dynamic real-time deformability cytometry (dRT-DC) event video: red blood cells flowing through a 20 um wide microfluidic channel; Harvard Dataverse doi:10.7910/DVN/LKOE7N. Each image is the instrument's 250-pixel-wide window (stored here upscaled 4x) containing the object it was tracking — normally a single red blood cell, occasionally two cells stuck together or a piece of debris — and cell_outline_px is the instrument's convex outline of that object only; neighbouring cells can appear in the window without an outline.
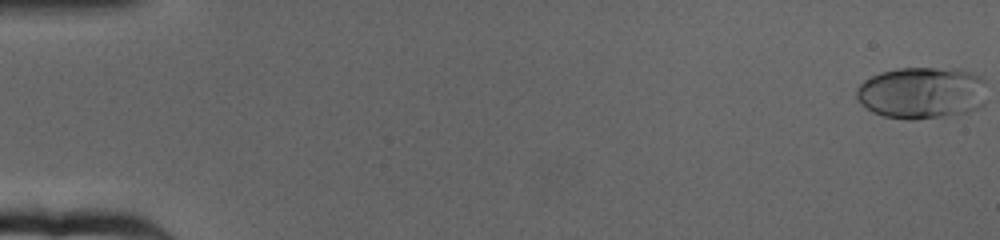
{"species": "human", "species_latin": "Homo sapiens", "temperature_condition": "cold", "stored_images_in_passage": 65, "camera_frame_rate_fps": 3000, "um_per_image_px": 0.085, "donor": {"sex": "female"}, "frame": {"image": 1, "passage_image": 1, "time_ms": 0.0, "image_size_px": [1000, 240], "cell_outline_px": [[984, 104], [980, 108], [968, 112], [912, 120], [908, 120], [884, 116], [872, 112], [860, 104], [856, 96], [856, 88], [864, 80], [880, 72], [900, 68], [956, 68], [972, 72], [980, 76], [984, 80]], "centroid_in_image_um": [78.34, 7.88], "position_along_channel_um": 6.7, "area_um2": 39.71}}
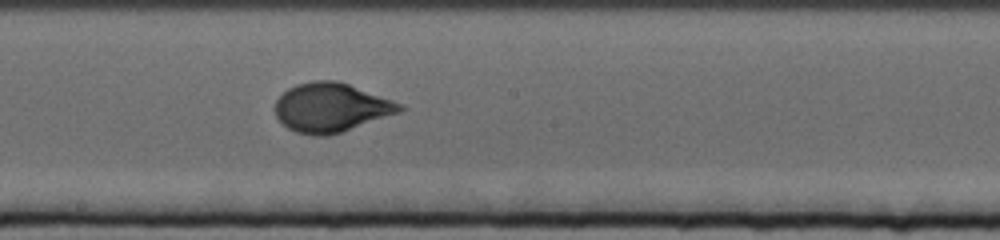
{"frame": {"image": 2, "passage_image": 37, "time_ms": 12.0, "image_size_px": [1000, 240], "cell_outline_px": [[408, 108], [400, 112], [328, 136], [312, 136], [296, 132], [288, 128], [276, 116], [276, 100], [288, 88], [296, 84], [312, 80], [336, 80], [348, 84], [404, 104]], "centroid_in_image_um": [28.15, 9.13], "position_along_channel_um": 220.0, "area_um2": 35.49}}
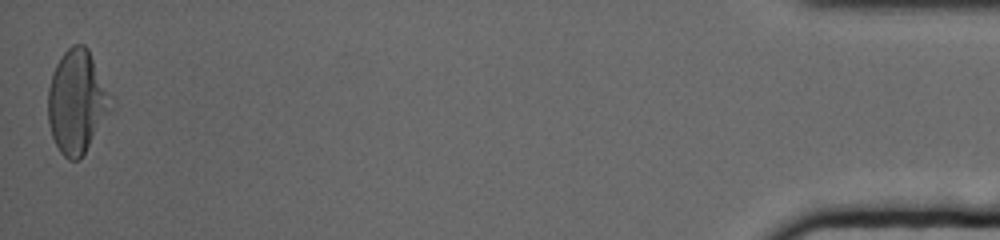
{"frame": {"image": 3, "passage_image": 65, "time_ms": 21.333, "image_size_px": [1000, 240], "cell_outline_px": [[116, 104], [80, 160], [68, 160], [60, 152], [52, 136], [48, 124], [48, 88], [52, 72], [60, 56], [72, 44], [84, 44], [88, 48]], "centroid_in_image_um": [6.56, 8.65], "position_along_channel_um": 428.6, "area_um2": 38.44}, "authors_computed_cell_mechanics": {"area_um2": 34.7378, "velocity_mm_per_s": 3.1568, "shape_relaxation_time_tau1_ms": 4.6792, "shape_relaxation_time_tau2_ms": null, "deformation_change_tau1": 0.1757, "deformation_change_tau2": null}}